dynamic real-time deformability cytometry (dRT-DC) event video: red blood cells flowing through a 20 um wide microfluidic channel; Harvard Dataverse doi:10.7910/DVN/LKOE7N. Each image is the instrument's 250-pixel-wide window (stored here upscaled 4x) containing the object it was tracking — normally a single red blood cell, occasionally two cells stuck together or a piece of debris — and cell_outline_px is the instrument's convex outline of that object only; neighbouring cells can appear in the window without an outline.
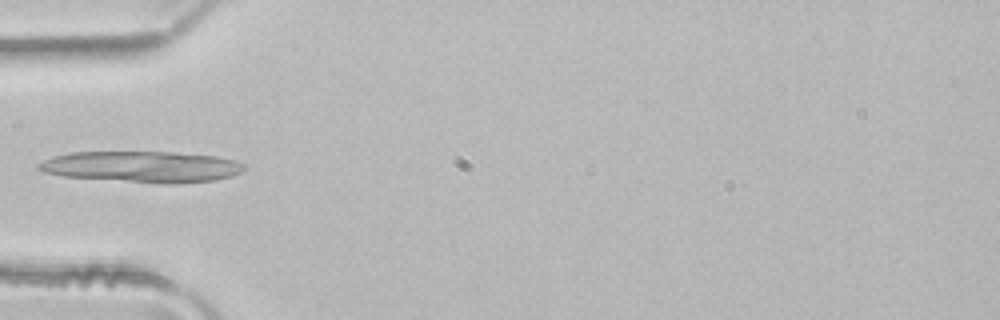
{"species": "common noctule bat (a hibernating species)", "species_latin": "Nyctalus noctula", "temperature_condition": "room temperature", "stored_images_in_passage": 1, "camera_frame_rate_fps": 3000, "um_per_image_px": 0.085, "animal": {"sex": "male", "body_mass_g": 21.5, "forearm_length_mm": 52.0}, "frame": {"image": 1, "passage_image": 1, "time_ms": 0.0, "image_size_px": [1000, 320], "cell_outline_px": [[244, 168], [240, 172], [232, 176], [216, 180], [176, 184], [164, 184], [64, 176], [44, 172], [36, 168], [36, 164], [52, 156], [72, 152], [172, 152], [216, 156], [236, 160], [244, 164]], "centroid_in_image_um": [12.08, 14.17], "position_along_channel_um": 72.9, "area_um2": 37.4}}